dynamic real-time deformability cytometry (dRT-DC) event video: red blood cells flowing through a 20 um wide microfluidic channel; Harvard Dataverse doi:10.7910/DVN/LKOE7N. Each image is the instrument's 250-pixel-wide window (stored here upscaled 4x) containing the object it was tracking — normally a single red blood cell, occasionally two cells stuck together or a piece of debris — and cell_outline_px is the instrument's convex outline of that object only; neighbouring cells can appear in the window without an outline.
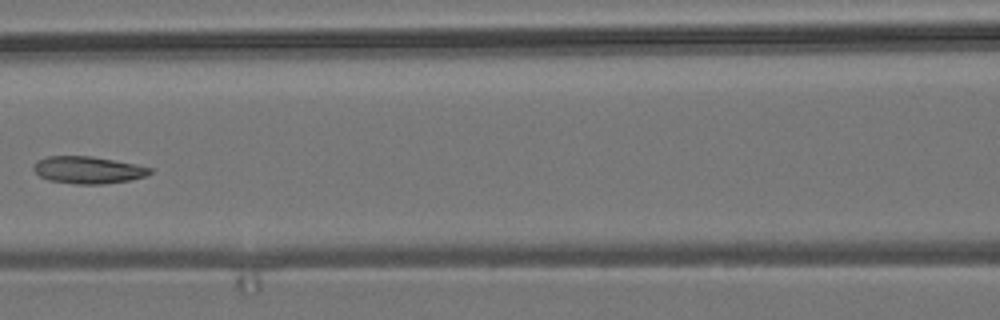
{"species": "common noctule bat (a hibernating species)", "species_latin": "Nyctalus noctula", "temperature_condition": "room temperature", "stored_images_in_passage": 8, "camera_frame_rate_fps": 3000, "um_per_image_px": 0.085, "animal": {"sex": "male", "body_mass_g": 19.2, "forearm_length_mm": 51.8}, "frame": {"image": 1, "passage_image": 8, "time_ms": 2.333, "image_size_px": [1000, 320], "cell_outline_px": [[152, 172], [144, 176], [128, 180], [104, 184], [76, 184], [48, 180], [40, 176], [32, 168], [36, 160], [48, 156], [92, 156], [136, 164], [152, 168]], "centroid_in_image_um": [7.46, 14.44], "position_along_channel_um": 159.1, "area_um2": 18.38}}